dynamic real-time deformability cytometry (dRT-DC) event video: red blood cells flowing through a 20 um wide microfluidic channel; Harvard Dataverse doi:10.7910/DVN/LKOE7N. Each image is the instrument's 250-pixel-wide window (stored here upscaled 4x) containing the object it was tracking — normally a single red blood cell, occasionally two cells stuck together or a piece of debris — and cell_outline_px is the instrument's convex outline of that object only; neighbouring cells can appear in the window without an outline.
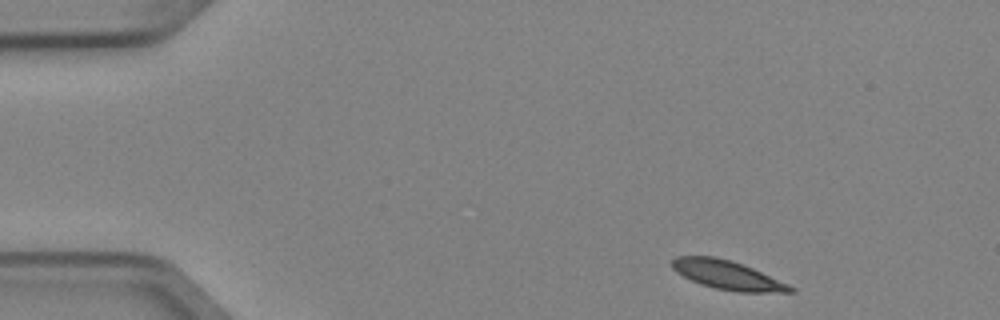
{"species": "Egyptian fruit bat (a non-hibernating species)", "species_latin": "Rousettus aegyptiacus", "temperature_condition": "cold", "stored_images_in_passage": 4, "segment_of_instrument_passage": [1, 2], "camera_frame_rate_fps": 3000, "um_per_image_px": 0.085, "animal": {"sex": "female"}, "frame": {"image": 1, "passage_image": 1, "time_ms": 0.0, "image_size_px": [1000, 320], "cell_outline_px": [[796, 292], [736, 292], [716, 288], [700, 284], [676, 272], [672, 268], [672, 260], [676, 256], [716, 256], [752, 268], [788, 284], [796, 288]], "centroid_in_image_um": [61.83, 23.38], "position_along_channel_um": 23.2, "area_um2": 19.65}}